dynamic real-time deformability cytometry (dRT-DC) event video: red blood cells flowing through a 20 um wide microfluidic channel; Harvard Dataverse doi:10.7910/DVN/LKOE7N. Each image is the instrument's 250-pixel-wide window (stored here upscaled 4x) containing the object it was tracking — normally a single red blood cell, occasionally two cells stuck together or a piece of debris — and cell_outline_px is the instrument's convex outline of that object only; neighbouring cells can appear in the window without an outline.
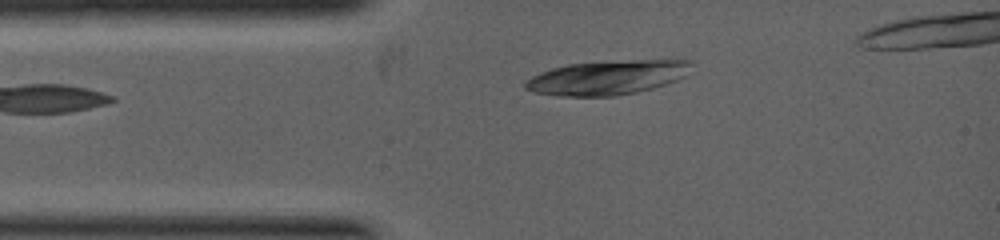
{"species": "common noctule bat (a hibernating species)", "species_latin": "Nyctalus noctula", "temperature_condition": "warm", "stored_images_in_passage": 3, "camera_frame_rate_fps": 5000, "um_per_image_px": 0.085, "animal": {"sex": "female", "body_mass_g": 19.0, "forearm_length_mm": 53.3}, "frame": {"image": 1, "passage_image": 3, "time_ms": 0.8, "image_size_px": [1000, 240], "cell_outline_px": [[692, 64], [684, 76], [676, 80], [652, 88], [636, 92], [616, 96], [556, 96], [536, 92], [524, 88], [524, 84], [532, 76], [552, 68], [568, 64], [636, 60], [692, 60]], "centroid_in_image_um": [51.61, 6.6], "position_along_channel_um": 33.4, "area_um2": 32.71}}